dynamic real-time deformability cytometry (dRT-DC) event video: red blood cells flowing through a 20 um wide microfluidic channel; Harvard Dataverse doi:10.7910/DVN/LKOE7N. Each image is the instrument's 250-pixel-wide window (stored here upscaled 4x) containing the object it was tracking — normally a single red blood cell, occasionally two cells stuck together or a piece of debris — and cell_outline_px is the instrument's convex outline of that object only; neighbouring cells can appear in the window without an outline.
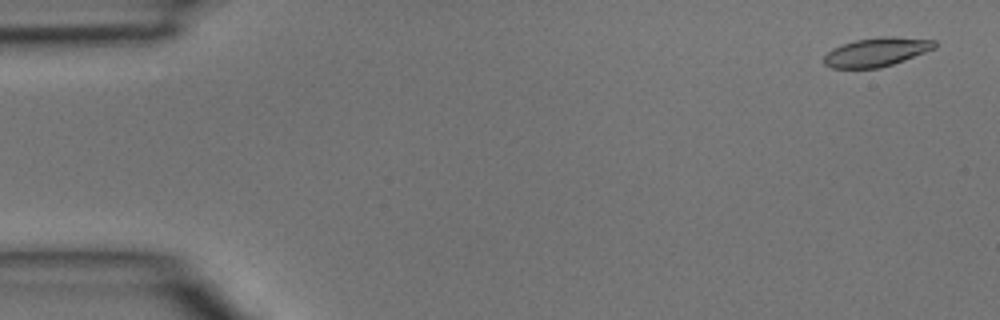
{"species": "common noctule bat (a hibernating species)", "species_latin": "Nyctalus noctula", "temperature_condition": "room temperature", "stored_images_in_passage": 45, "camera_frame_rate_fps": 3000, "um_per_image_px": 0.085, "animal": {"sex": "male", "body_mass_g": 15.6}, "frame": {"image": 1, "passage_image": 2, "time_ms": 0.333, "image_size_px": [1000, 320], "cell_outline_px": [[936, 48], [904, 60], [880, 68], [832, 68], [824, 64], [824, 56], [832, 48], [856, 40], [880, 36], [892, 36], [936, 40]], "centroid_in_image_um": [74.52, 4.42], "position_along_channel_um": 10.5, "area_um2": 18.55}}
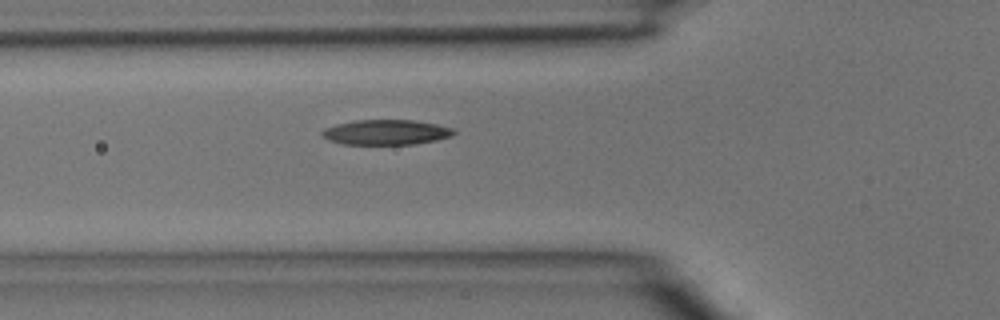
{"frame": {"image": 2, "passage_image": 16, "time_ms": 5.0, "image_size_px": [1000, 320], "cell_outline_px": [[456, 132], [452, 136], [436, 140], [416, 144], [340, 144], [328, 140], [320, 136], [320, 132], [324, 128], [336, 124], [356, 120], [412, 120], [436, 124], [452, 128]], "centroid_in_image_um": [32.77, 11.24], "position_along_channel_um": 93.0, "area_um2": 19.36}}
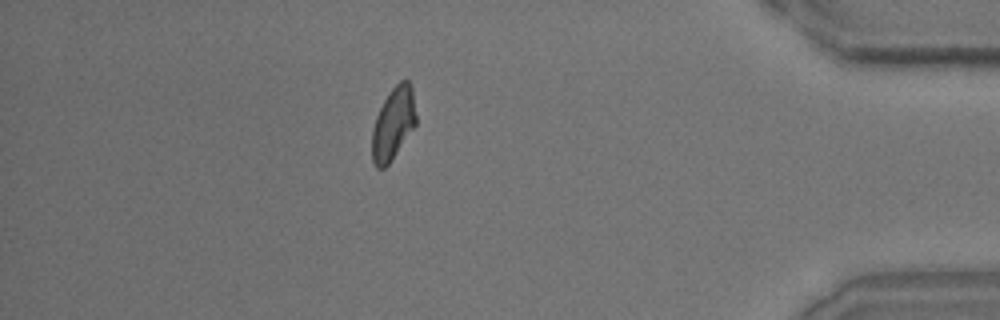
{"frame": {"image": 3, "passage_image": 40, "time_ms": 13.0, "image_size_px": [1000, 320], "cell_outline_px": [[416, 124], [392, 160], [384, 168], [376, 168], [372, 160], [372, 128], [376, 116], [384, 100], [392, 88], [400, 80], [408, 80], [412, 88], [416, 116]], "centroid_in_image_um": [33.42, 10.52], "position_along_channel_um": 401.8, "area_um2": 18.5}}